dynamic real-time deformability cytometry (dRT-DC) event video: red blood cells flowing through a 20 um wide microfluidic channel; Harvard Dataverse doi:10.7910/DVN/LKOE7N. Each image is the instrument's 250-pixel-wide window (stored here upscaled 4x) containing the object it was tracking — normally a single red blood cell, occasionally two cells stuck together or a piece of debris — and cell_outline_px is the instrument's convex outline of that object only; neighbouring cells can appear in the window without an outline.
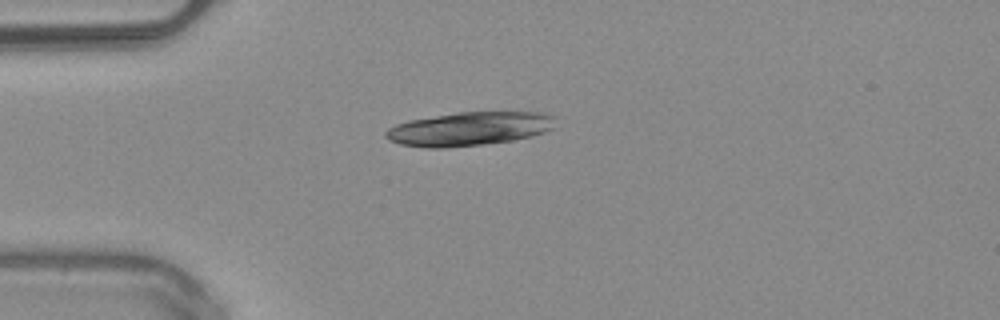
{"species": "common noctule bat (a hibernating species)", "species_latin": "Nyctalus noctula", "temperature_condition": "warm", "stored_images_in_passage": 38, "camera_frame_rate_fps": 3000, "um_per_image_px": 0.085, "animal": {"sex": "male", "body_mass_g": 20.4}, "frame": {"image": 1, "passage_image": 1, "time_ms": 0.0, "image_size_px": [1000, 320], "cell_outline_px": [[556, 128], [544, 132], [512, 140], [480, 144], [444, 148], [428, 148], [400, 144], [388, 140], [384, 136], [384, 132], [388, 128], [396, 124], [408, 120], [460, 112], [544, 112], [556, 116]], "centroid_in_image_um": [39.9, 10.94], "position_along_channel_um": 45.1, "area_um2": 33.41}}